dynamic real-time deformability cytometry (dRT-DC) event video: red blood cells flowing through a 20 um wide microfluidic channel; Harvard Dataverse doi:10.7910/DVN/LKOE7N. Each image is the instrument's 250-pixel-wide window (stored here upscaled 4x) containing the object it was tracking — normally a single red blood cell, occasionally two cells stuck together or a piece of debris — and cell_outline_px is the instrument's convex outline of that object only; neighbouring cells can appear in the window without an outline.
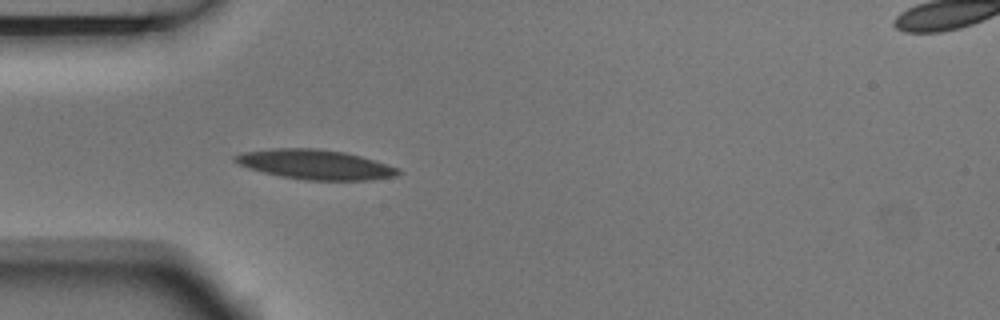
{"species": "Egyptian fruit bat (a non-hibernating species)", "species_latin": "Rousettus aegyptiacus", "temperature_condition": "room temperature", "stored_images_in_passage": 4, "camera_frame_rate_fps": 3000, "um_per_image_px": 0.085, "animal": {"sex": "male"}, "frame": {"image": 1, "passage_image": 4, "time_ms": 1.0, "image_size_px": [1000, 320], "cell_outline_px": [[404, 172], [396, 176], [372, 180], [304, 180], [280, 176], [248, 168], [232, 160], [232, 156], [244, 152], [272, 148], [316, 148], [344, 152], [360, 156], [400, 168]], "centroid_in_image_um": [26.82, 13.98], "position_along_channel_um": 58.2, "area_um2": 28.32}}